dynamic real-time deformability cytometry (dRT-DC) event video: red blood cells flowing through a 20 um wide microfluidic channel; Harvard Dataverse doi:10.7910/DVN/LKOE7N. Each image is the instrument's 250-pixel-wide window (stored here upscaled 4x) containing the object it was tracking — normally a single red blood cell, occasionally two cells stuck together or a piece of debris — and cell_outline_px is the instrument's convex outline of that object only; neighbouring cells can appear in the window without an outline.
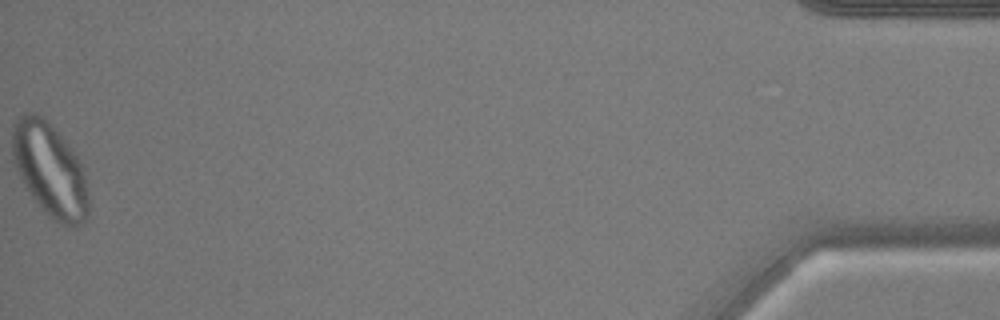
{"species": "common noctule bat (a hibernating species)", "species_latin": "Nyctalus noctula", "temperature_condition": "warm", "stored_images_in_passage": 38, "camera_frame_rate_fps": 3000, "um_per_image_px": 0.085, "animal": {"sex": "male", "body_mass_g": 17.9, "forearm_length_mm": 54.2}, "frame": {"image": 1, "passage_image": 38, "time_ms": 12.333, "image_size_px": [1000, 320], "cell_outline_px": [[88, 216], [76, 228], [60, 224], [32, 196], [24, 184], [12, 160], [12, 124], [24, 112], [36, 112], [44, 116], [48, 120], [64, 140], [76, 156], [80, 164], [84, 176], [88, 192]], "centroid_in_image_um": [4.22, 14.38], "position_along_channel_um": 431.0, "area_um2": 41.1}}